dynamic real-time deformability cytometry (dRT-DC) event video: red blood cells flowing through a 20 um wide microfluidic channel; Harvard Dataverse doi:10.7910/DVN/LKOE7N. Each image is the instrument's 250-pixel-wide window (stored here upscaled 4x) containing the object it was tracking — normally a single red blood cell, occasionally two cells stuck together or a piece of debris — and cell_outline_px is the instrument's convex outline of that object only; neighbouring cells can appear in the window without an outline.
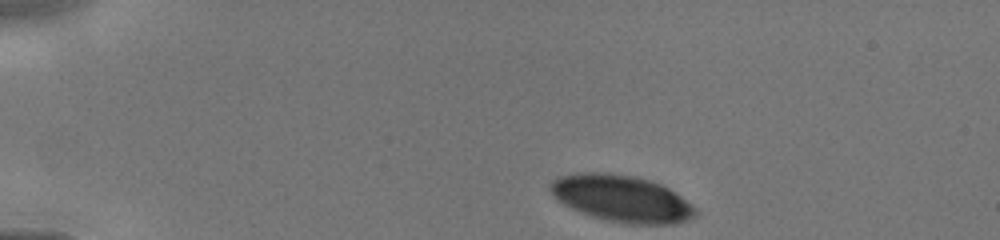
{"species": "human", "species_latin": "Homo sapiens", "temperature_condition": "cold", "stored_images_in_passage": 5, "camera_frame_rate_fps": 3000, "um_per_image_px": 0.085, "donor": {"sex": "male"}, "frame": {"image": 1, "passage_image": 1, "time_ms": 0.0, "image_size_px": [1000, 240], "cell_outline_px": [[696, 216], [688, 220], [672, 224], [628, 224], [604, 220], [580, 212], [556, 200], [552, 196], [548, 188], [548, 184], [552, 180], [560, 176], [580, 172], [604, 172], [632, 176], [648, 180], [660, 184], [668, 188], [692, 204], [696, 208]], "centroid_in_image_um": [52.8, 16.88], "position_along_channel_um": 32.2, "area_um2": 39.65}}
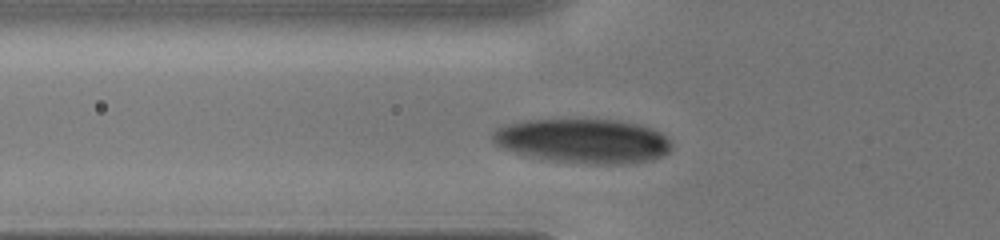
{"frame": {"image": 2, "passage_image": 5, "time_ms": 2.667, "image_size_px": [1000, 240], "cell_outline_px": [[672, 148], [668, 152], [652, 160], [624, 164], [592, 164], [556, 160], [516, 152], [500, 148], [492, 140], [492, 132], [496, 128], [508, 124], [524, 120], [620, 120], [640, 124], [652, 128], [660, 132], [672, 140]], "centroid_in_image_um": [49.62, 11.97], "position_along_channel_um": 76.2, "area_um2": 46.07}}